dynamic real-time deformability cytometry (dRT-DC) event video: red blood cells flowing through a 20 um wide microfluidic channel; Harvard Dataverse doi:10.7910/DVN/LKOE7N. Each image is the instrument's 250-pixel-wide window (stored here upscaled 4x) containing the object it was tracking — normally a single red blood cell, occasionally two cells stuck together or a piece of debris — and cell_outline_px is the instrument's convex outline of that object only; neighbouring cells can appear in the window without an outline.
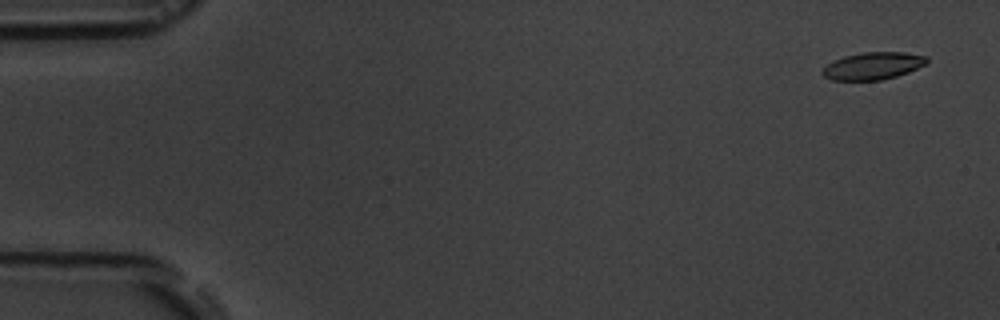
{"species": "common noctule bat (a hibernating species)", "species_latin": "Nyctalus noctula", "temperature_condition": "room temperature", "stored_images_in_passage": 5, "camera_frame_rate_fps": 3000, "um_per_image_px": 0.085, "animal": {"sex": "male", "body_mass_g": 19.5, "forearm_length_mm": 54.6}, "frame": {"image": 1, "passage_image": 1, "time_ms": 0.0, "image_size_px": [1000, 320], "cell_outline_px": [[928, 64], [908, 72], [896, 76], [880, 80], [832, 80], [824, 76], [820, 72], [828, 64], [844, 56], [864, 52], [904, 52], [928, 56]], "centroid_in_image_um": [74.25, 5.59], "position_along_channel_um": 10.8, "area_um2": 16.59}}
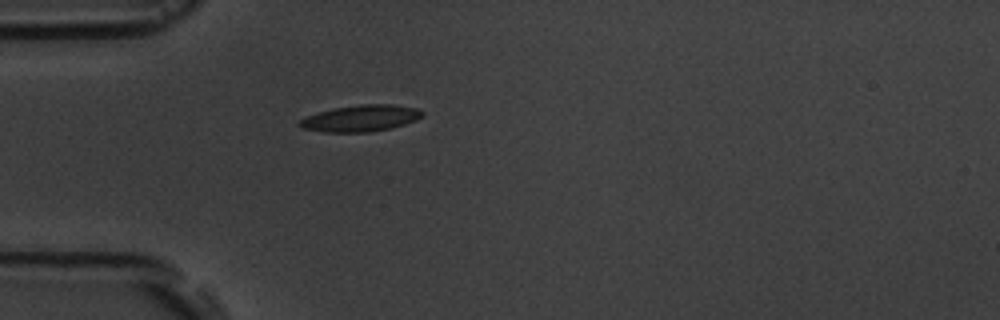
{"frame": {"image": 2, "passage_image": 5, "time_ms": 4.667, "image_size_px": [1000, 320], "cell_outline_px": [[424, 116], [416, 120], [392, 128], [368, 132], [324, 132], [300, 128], [296, 124], [300, 120], [308, 116], [320, 112], [336, 108], [360, 104], [392, 104], [416, 108], [424, 112]], "centroid_in_image_um": [30.68, 10.06], "position_along_channel_um": 54.3, "area_um2": 18.9}}